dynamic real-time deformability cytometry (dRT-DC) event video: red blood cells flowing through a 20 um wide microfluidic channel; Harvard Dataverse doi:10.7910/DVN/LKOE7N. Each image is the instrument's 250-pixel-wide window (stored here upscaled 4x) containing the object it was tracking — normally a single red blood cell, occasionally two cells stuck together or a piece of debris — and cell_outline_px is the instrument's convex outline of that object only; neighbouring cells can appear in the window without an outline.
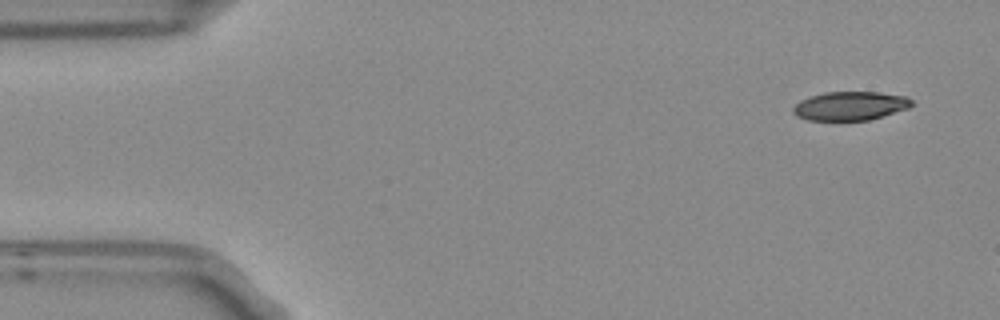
{"species": "Egyptian fruit bat (a non-hibernating species)", "species_latin": "Rousettus aegyptiacus", "temperature_condition": "room temperature", "stored_images_in_passage": 3, "camera_frame_rate_fps": 3000, "um_per_image_px": 0.085, "frame": {"image": 1, "passage_image": 1, "time_ms": 0.0, "image_size_px": [1000, 320], "cell_outline_px": [[912, 104], [908, 108], [868, 120], [808, 120], [796, 116], [792, 112], [792, 108], [800, 100], [824, 92], [880, 92], [908, 96], [912, 100]], "centroid_in_image_um": [72.26, 8.99], "position_along_channel_um": 12.7, "area_um2": 19.83}}